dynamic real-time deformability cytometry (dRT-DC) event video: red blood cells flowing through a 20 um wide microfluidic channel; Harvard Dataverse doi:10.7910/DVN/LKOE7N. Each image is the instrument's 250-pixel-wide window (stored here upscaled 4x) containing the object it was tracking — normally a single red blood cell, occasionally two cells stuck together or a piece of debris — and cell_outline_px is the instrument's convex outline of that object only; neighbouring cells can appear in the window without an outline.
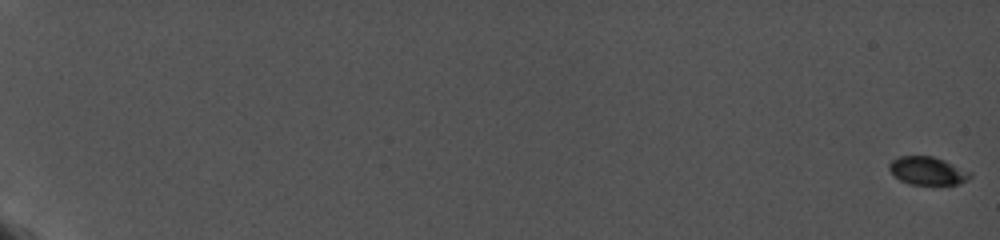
{"species": "common noctule bat (a hibernating species)", "species_latin": "Nyctalus noctula", "temperature_condition": "cold", "stored_images_in_passage": 57, "camera_frame_rate_fps": 5000, "um_per_image_px": 0.085, "animal": {"sex": "female", "body_mass_g": 19.0, "forearm_length_mm": 56.7}, "frame": {"image": 1, "passage_image": 1, "time_ms": 0.0, "image_size_px": [1000, 240], "cell_outline_px": [[972, 176], [968, 180], [960, 184], [908, 184], [900, 180], [888, 168], [888, 164], [892, 160], [900, 156], [932, 156], [944, 160], [972, 172]], "centroid_in_image_um": [78.87, 14.52], "position_along_channel_um": 6.1, "area_um2": 13.24}}
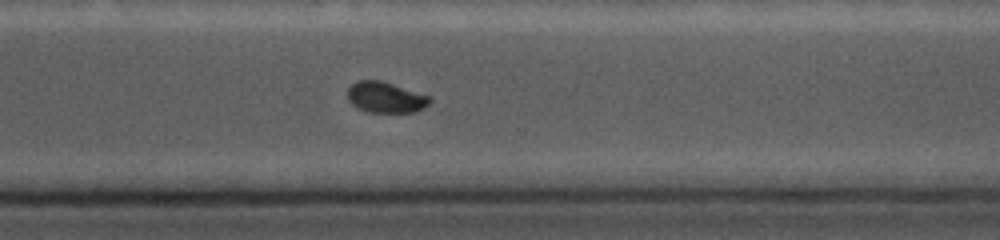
{"frame": {"image": 2, "passage_image": 46, "time_ms": 15.8, "image_size_px": [1000, 240], "cell_outline_px": [[432, 100], [428, 104], [412, 112], [368, 112], [352, 104], [348, 100], [348, 88], [356, 80], [380, 80], [428, 96]], "centroid_in_image_um": [32.72, 8.26], "position_along_channel_um": 337.9, "area_um2": 14.39}}
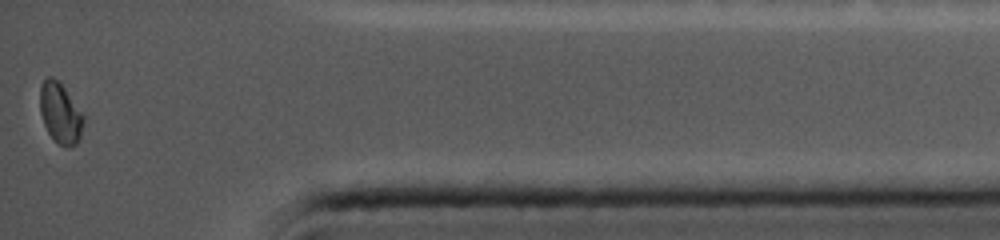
{"frame": {"image": 3, "passage_image": 57, "time_ms": 18.6, "image_size_px": [1000, 240], "cell_outline_px": [[84, 120], [80, 136], [76, 144], [68, 148], [64, 148], [48, 132], [44, 124], [40, 112], [40, 88], [44, 80], [48, 76], [52, 76], [60, 80], [84, 116]], "centroid_in_image_um": [5.12, 9.59], "position_along_channel_um": 430.1, "area_um2": 15.37}, "authors_computed_cell_mechanics": {"area_um2": 14.6812, "velocity_mm_per_s": 3.7534, "shape_relaxation_time_tau1_ms": 4.1618, "shape_relaxation_time_tau2_ms": null, "deformation_change_tau1": 0.0987, "deformation_change_tau2": null}}